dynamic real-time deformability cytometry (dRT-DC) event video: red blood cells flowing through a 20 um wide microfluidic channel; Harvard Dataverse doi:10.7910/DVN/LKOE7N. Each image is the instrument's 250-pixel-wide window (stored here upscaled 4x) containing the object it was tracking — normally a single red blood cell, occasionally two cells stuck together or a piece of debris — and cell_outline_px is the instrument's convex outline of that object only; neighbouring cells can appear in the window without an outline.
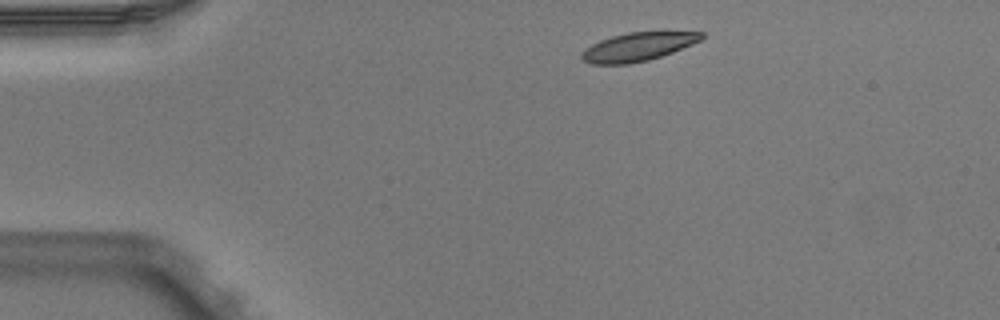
{"species": "Egyptian fruit bat (a non-hibernating species)", "species_latin": "Rousettus aegyptiacus", "temperature_condition": "warm", "stored_images_in_passage": 4, "camera_frame_rate_fps": 3000, "um_per_image_px": 0.085, "animal": {"sex": "male"}, "frame": {"image": 1, "passage_image": 1, "time_ms": 0.0, "image_size_px": [1000, 320], "cell_outline_px": [[704, 36], [700, 40], [692, 44], [672, 52], [648, 60], [628, 64], [592, 64], [580, 60], [580, 52], [584, 48], [600, 40], [612, 36], [628, 32], [704, 32]], "centroid_in_image_um": [54.14, 3.98], "position_along_channel_um": 30.9, "area_um2": 19.83}}
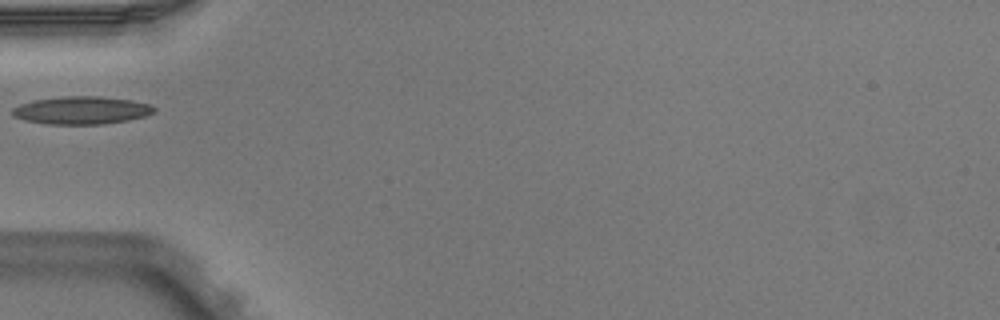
{"frame": {"image": 2, "passage_image": 3, "time_ms": 0.667, "image_size_px": [1000, 320], "cell_outline_px": [[156, 112], [148, 116], [128, 120], [100, 124], [48, 124], [24, 120], [16, 116], [12, 112], [12, 108], [20, 104], [32, 100], [64, 96], [100, 96], [132, 100], [148, 104], [156, 108]], "centroid_in_image_um": [6.96, 9.37], "position_along_channel_um": 78.0, "area_um2": 23.0}}
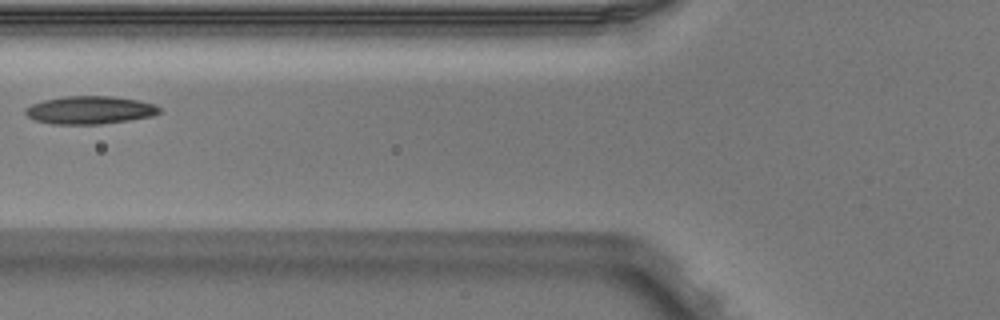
{"frame": {"image": 3, "passage_image": 4, "time_ms": 1.0, "image_size_px": [1000, 320], "cell_outline_px": [[160, 112], [152, 116], [128, 120], [100, 124], [52, 124], [36, 120], [28, 116], [24, 112], [24, 108], [32, 104], [44, 100], [64, 96], [116, 96], [140, 100], [156, 104], [160, 108]], "centroid_in_image_um": [7.66, 9.34], "position_along_channel_um": 118.1, "area_um2": 21.91}}